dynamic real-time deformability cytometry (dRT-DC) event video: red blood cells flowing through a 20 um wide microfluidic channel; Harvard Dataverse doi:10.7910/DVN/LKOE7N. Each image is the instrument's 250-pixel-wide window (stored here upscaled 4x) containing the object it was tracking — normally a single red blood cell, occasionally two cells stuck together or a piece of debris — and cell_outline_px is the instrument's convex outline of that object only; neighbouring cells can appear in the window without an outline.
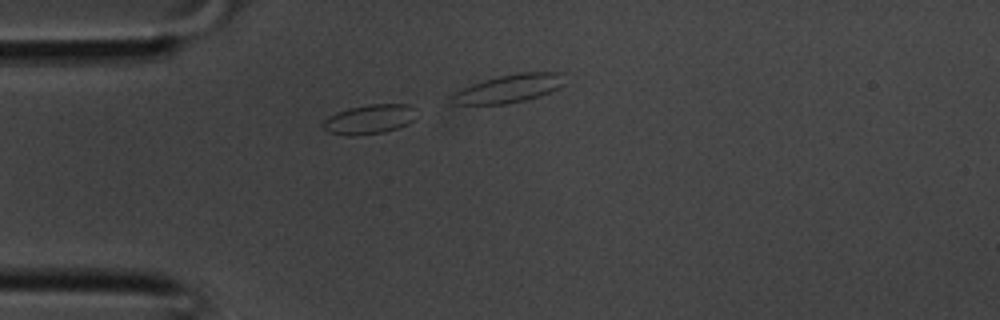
{"species": "common noctule bat (a hibernating species)", "species_latin": "Nyctalus noctula", "temperature_condition": "room temperature", "stored_images_in_passage": 9, "camera_frame_rate_fps": 3000, "um_per_image_px": 0.085, "animal": {"sex": "male", "body_mass_g": 20.1, "forearm_length_mm": 53.5}, "frame": {"image": 1, "passage_image": 4, "time_ms": 1.0, "image_size_px": [1000, 320], "cell_outline_px": [[416, 108], [412, 120], [408, 124], [384, 132], [352, 136], [348, 136], [328, 132], [324, 128], [324, 120], [328, 116], [336, 112], [348, 108], [368, 104], [408, 104]], "centroid_in_image_um": [31.38, 10.13], "position_along_channel_um": 53.6, "area_um2": 16.01}}
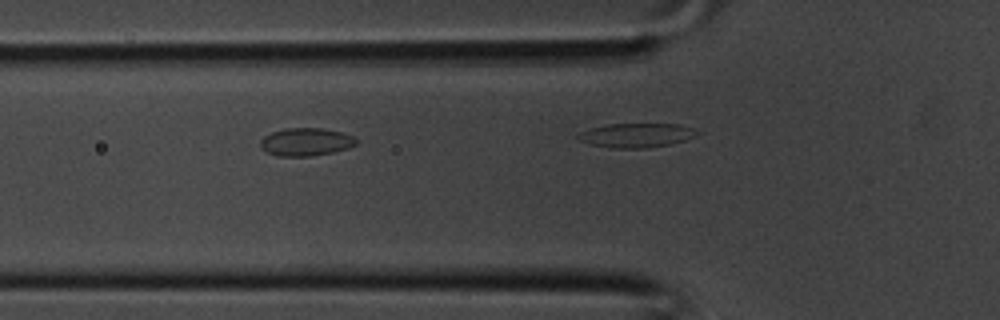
{"frame": {"image": 2, "passage_image": 7, "time_ms": 2.0, "image_size_px": [1000, 320], "cell_outline_px": [[356, 144], [348, 148], [332, 152], [312, 156], [276, 156], [260, 148], [260, 140], [264, 136], [272, 132], [284, 128], [324, 128], [340, 132], [352, 136], [356, 140]], "centroid_in_image_um": [25.96, 12.06], "position_along_channel_um": 99.8, "area_um2": 15.55}}